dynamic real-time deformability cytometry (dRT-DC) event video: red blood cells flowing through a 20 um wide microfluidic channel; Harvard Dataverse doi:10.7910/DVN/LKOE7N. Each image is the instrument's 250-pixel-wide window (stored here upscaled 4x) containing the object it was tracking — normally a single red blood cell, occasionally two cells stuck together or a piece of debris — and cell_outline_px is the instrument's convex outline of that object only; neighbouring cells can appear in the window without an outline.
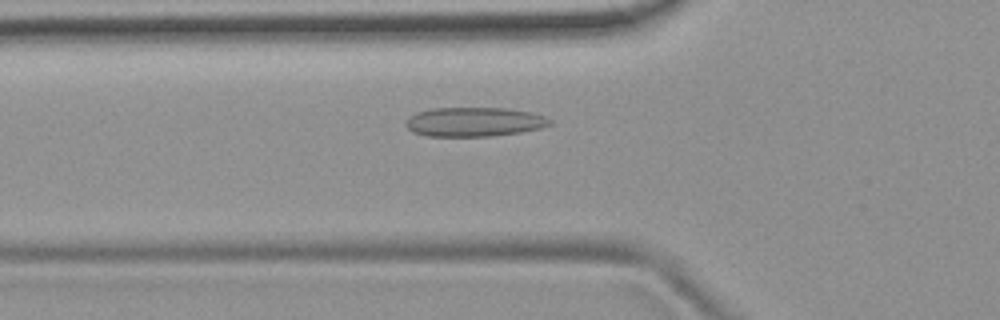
{"species": "common noctule bat (a hibernating species)", "species_latin": "Nyctalus noctula", "temperature_condition": "room temperature", "stored_images_in_passage": 35, "camera_frame_rate_fps": 3000, "um_per_image_px": 0.085, "animal": {"sex": "female", "body_mass_g": 19.9}, "frame": {"image": 1, "passage_image": 2, "time_ms": 0.333, "image_size_px": [1000, 320], "cell_outline_px": [[552, 124], [540, 128], [520, 132], [492, 136], [428, 136], [412, 132], [404, 124], [408, 116], [416, 112], [432, 108], [508, 108], [532, 112], [544, 116], [552, 120]], "centroid_in_image_um": [40.29, 10.35], "position_along_channel_um": 85.5, "area_um2": 24.74}}
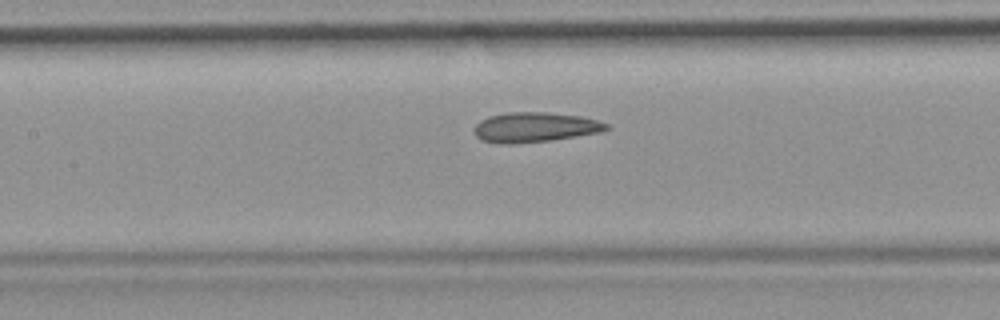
{"frame": {"image": 2, "passage_image": 8, "time_ms": 2.333, "image_size_px": [1000, 320], "cell_outline_px": [[612, 128], [604, 132], [552, 140], [504, 144], [500, 144], [484, 140], [476, 136], [476, 124], [480, 120], [488, 116], [508, 112], [548, 112], [580, 116], [596, 120], [608, 124]], "centroid_in_image_um": [45.53, 10.81], "position_along_channel_um": 161.9, "area_um2": 23.0}}
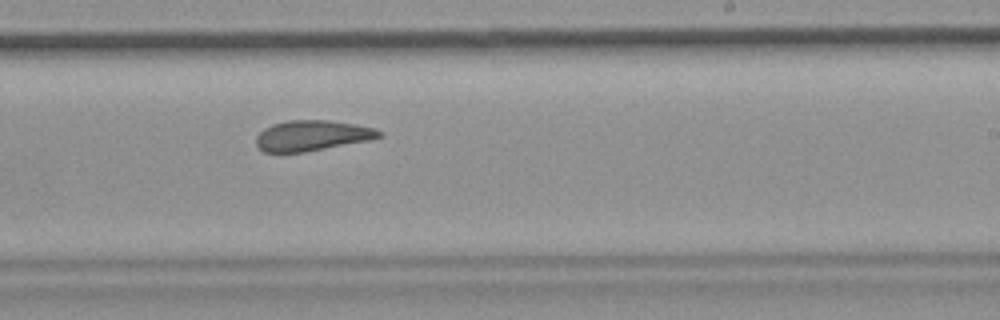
{"frame": {"image": 3, "passage_image": 16, "time_ms": 5.0, "image_size_px": [1000, 320], "cell_outline_px": [[384, 136], [368, 140], [304, 152], [264, 152], [256, 148], [256, 136], [264, 128], [272, 124], [288, 120], [328, 120], [356, 124], [372, 128], [380, 132]], "centroid_in_image_um": [26.47, 11.52], "position_along_channel_um": 262.5, "area_um2": 21.73}}